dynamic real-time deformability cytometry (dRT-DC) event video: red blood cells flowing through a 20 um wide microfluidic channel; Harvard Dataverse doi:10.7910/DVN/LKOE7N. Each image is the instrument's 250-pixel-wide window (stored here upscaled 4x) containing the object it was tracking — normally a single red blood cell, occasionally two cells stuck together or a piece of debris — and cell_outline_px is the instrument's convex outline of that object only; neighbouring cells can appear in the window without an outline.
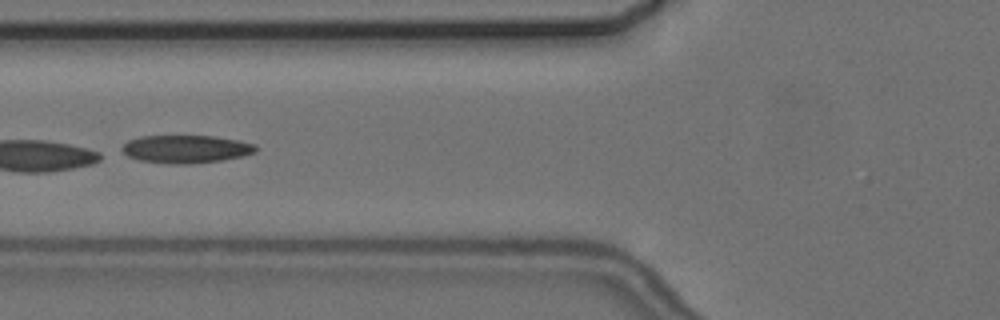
{"species": "common noctule bat (a hibernating species)", "species_latin": "Nyctalus noctula", "temperature_condition": "cold", "stored_images_in_passage": 9, "camera_frame_rate_fps": 3000, "um_per_image_px": 0.085, "animal": {"sex": "female", "body_mass_g": 24.6, "forearm_length_mm": 56.2}, "frame": {"image": 1, "passage_image": 7, "time_ms": 7.333, "image_size_px": [1000, 320], "cell_outline_px": [[260, 148], [256, 152], [244, 156], [220, 160], [188, 164], [168, 164], [140, 160], [128, 156], [120, 148], [128, 140], [140, 136], [216, 136], [240, 140], [256, 144]], "centroid_in_image_um": [15.86, 12.66], "position_along_channel_um": 109.9, "area_um2": 21.96}}